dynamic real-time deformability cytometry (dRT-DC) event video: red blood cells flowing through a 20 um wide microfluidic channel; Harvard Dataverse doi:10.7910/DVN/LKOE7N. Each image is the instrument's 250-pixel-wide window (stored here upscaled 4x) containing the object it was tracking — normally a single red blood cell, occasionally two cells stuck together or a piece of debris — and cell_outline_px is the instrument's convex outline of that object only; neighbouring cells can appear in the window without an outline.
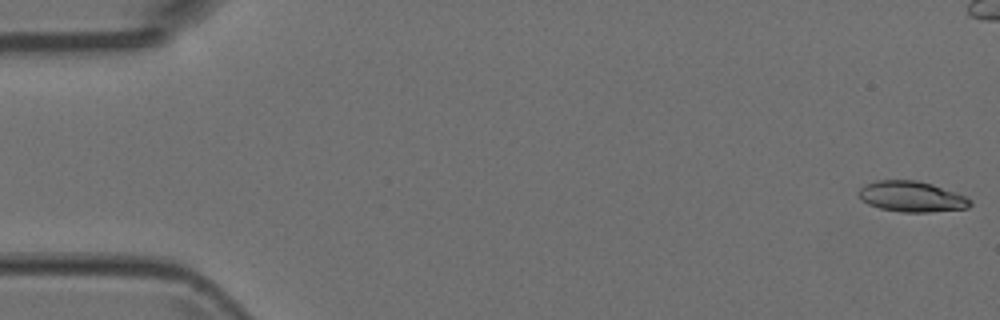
{"species": "Egyptian fruit bat (a non-hibernating species)", "species_latin": "Rousettus aegyptiacus", "temperature_condition": "room temperature", "stored_images_in_passage": 6, "camera_frame_rate_fps": 3000, "um_per_image_px": 0.085, "animal": {"sex": "female"}, "frame": {"image": 1, "passage_image": 1, "time_ms": 0.0, "image_size_px": [1000, 320], "cell_outline_px": [[972, 204], [968, 208], [928, 212], [900, 212], [880, 208], [868, 204], [860, 200], [860, 188], [864, 184], [876, 180], [916, 180], [932, 184], [964, 196], [972, 200]], "centroid_in_image_um": [77.47, 16.71], "position_along_channel_um": 7.5, "area_um2": 19.83}}
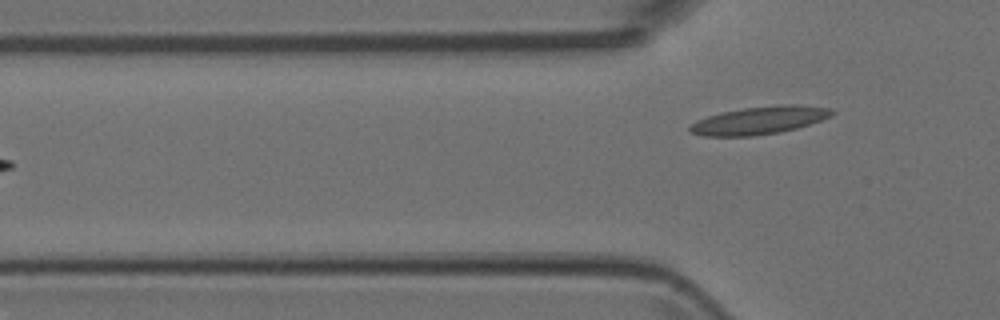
{"frame": {"image": 2, "passage_image": 6, "time_ms": 1.667, "image_size_px": [1000, 320], "cell_outline_px": [[836, 112], [820, 120], [796, 128], [780, 132], [752, 136], [704, 136], [688, 132], [688, 128], [696, 120], [720, 112], [744, 108], [780, 104], [792, 104], [832, 108]], "centroid_in_image_um": [64.5, 10.22], "position_along_channel_um": 61.3, "area_um2": 22.95}}